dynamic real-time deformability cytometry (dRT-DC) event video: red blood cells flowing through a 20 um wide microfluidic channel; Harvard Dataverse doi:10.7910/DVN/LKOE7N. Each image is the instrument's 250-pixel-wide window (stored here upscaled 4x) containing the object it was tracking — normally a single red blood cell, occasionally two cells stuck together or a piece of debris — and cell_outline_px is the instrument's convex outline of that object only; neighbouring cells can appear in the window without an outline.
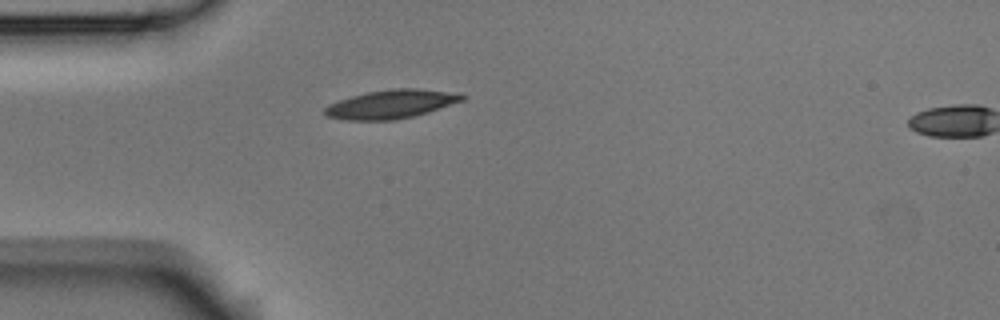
{"species": "Egyptian fruit bat (a non-hibernating species)", "species_latin": "Rousettus aegyptiacus", "temperature_condition": "room temperature", "stored_images_in_passage": 6, "camera_frame_rate_fps": 3000, "um_per_image_px": 0.085, "animal": {"sex": "male"}, "frame": {"image": 1, "passage_image": 6, "time_ms": 1.667, "image_size_px": [1000, 320], "cell_outline_px": [[468, 96], [464, 100], [428, 112], [396, 120], [344, 120], [328, 116], [324, 112], [324, 108], [328, 104], [352, 96], [368, 92], [392, 88], [416, 88], [460, 92]], "centroid_in_image_um": [33.31, 8.84], "position_along_channel_um": 51.7, "area_um2": 23.06}}